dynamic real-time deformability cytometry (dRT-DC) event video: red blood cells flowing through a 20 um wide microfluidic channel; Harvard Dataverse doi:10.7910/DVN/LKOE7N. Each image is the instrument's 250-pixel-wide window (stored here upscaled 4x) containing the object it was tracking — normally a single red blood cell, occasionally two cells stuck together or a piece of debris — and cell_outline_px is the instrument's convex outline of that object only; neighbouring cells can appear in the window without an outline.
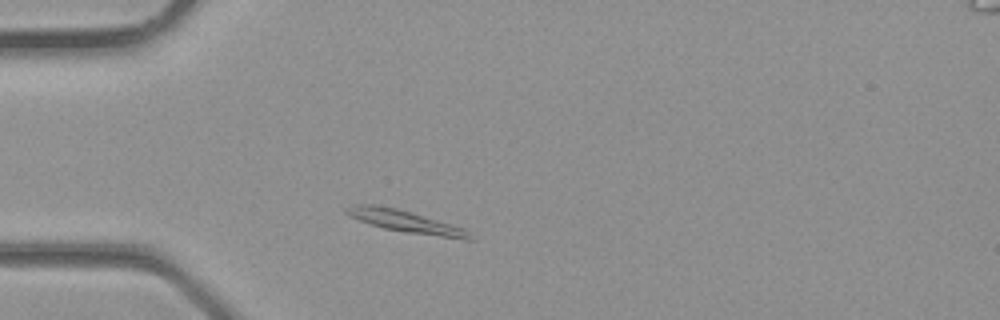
{"species": "common noctule bat (a hibernating species)", "species_latin": "Nyctalus noctula", "temperature_condition": "room temperature", "stored_images_in_passage": 4, "camera_frame_rate_fps": 3000, "um_per_image_px": 0.085, "animal": {"sex": "male", "body_mass_g": 23.1, "forearm_length_mm": 52.7}, "frame": {"image": 1, "passage_image": 4, "time_ms": 1.0, "image_size_px": [1000, 320], "cell_outline_px": [[476, 240], [464, 240], [408, 232], [384, 228], [348, 216], [344, 212], [344, 208], [356, 204], [372, 204], [396, 208], [464, 228]], "centroid_in_image_um": [34.47, 18.83], "position_along_channel_um": 50.5, "area_um2": 15.55}}